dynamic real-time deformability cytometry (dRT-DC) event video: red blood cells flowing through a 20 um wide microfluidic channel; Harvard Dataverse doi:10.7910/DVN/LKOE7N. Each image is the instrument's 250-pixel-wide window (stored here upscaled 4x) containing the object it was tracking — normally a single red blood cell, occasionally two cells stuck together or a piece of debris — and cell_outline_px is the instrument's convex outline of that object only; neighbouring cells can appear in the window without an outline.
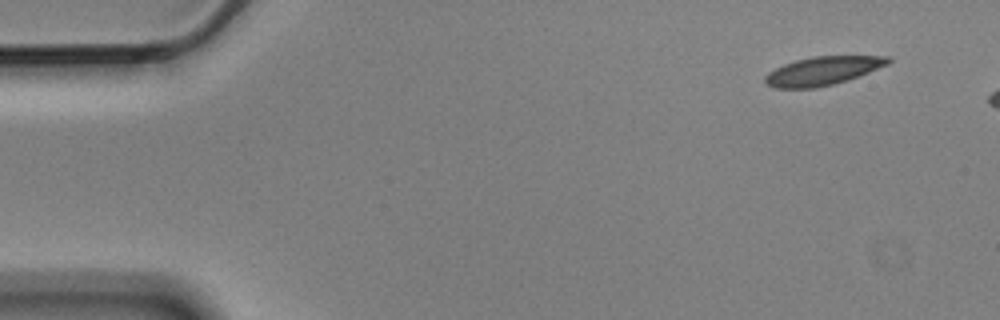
{"species": "Egyptian fruit bat (a non-hibernating species)", "species_latin": "Rousettus aegyptiacus", "temperature_condition": "cold", "stored_images_in_passage": 3, "camera_frame_rate_fps": 3000, "um_per_image_px": 0.085, "animal": {"sex": "male"}, "frame": {"image": 1, "passage_image": 1, "time_ms": 0.0, "image_size_px": [1000, 320], "cell_outline_px": [[892, 60], [888, 64], [868, 72], [832, 84], [816, 88], [776, 88], [764, 84], [764, 76], [768, 72], [784, 64], [796, 60], [812, 56], [892, 56]], "centroid_in_image_um": [69.89, 6.02], "position_along_channel_um": 15.1, "area_um2": 20.29}}